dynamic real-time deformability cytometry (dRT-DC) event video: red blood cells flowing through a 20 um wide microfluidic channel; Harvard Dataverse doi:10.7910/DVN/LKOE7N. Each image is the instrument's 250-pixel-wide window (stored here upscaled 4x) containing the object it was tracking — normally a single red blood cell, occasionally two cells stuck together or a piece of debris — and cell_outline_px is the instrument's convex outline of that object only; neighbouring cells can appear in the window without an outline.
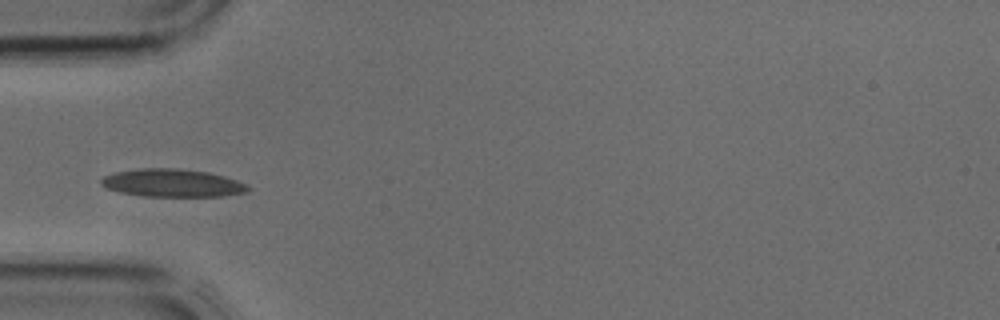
{"species": "common noctule bat (a hibernating species)", "species_latin": "Nyctalus noctula", "temperature_condition": "cold", "stored_images_in_passage": 5, "camera_frame_rate_fps": 3000, "um_per_image_px": 0.085, "animal": {"sex": "male", "body_mass_g": 17.9, "forearm_length_mm": 54.2}, "frame": {"image": 1, "passage_image": 4, "time_ms": 1.0, "image_size_px": [1000, 320], "cell_outline_px": [[252, 188], [248, 192], [220, 196], [144, 196], [120, 192], [104, 188], [100, 184], [100, 180], [104, 176], [116, 172], [144, 168], [176, 168], [208, 172], [224, 176], [248, 184]], "centroid_in_image_um": [14.66, 15.56], "position_along_channel_um": 70.3, "area_um2": 23.87}}